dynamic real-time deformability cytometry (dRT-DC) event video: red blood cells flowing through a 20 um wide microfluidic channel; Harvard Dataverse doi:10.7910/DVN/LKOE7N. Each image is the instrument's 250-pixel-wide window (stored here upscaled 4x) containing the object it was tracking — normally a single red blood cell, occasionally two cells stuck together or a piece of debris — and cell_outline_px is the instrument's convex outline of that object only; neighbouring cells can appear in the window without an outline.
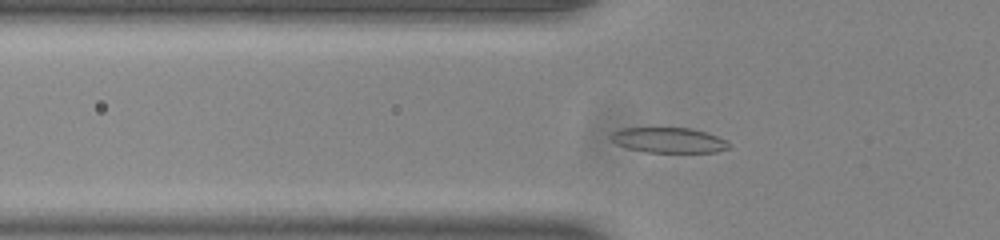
{"species": "common noctule bat (a hibernating species)", "species_latin": "Nyctalus noctula", "temperature_condition": "room temperature", "stored_images_in_passage": 48, "camera_frame_rate_fps": 3000, "um_per_image_px": 0.085, "animal": {"sex": "male", "body_mass_g": 20.0, "forearm_length_mm": 53.3}, "frame": {"image": 1, "passage_image": 12, "time_ms": 3.667, "image_size_px": [1000, 240], "cell_outline_px": [[728, 148], [716, 152], [644, 152], [628, 148], [616, 144], [608, 136], [612, 132], [620, 128], [692, 128], [716, 136], [724, 140], [728, 144]], "centroid_in_image_um": [56.76, 11.91], "position_along_channel_um": 69.0, "area_um2": 17.22}}
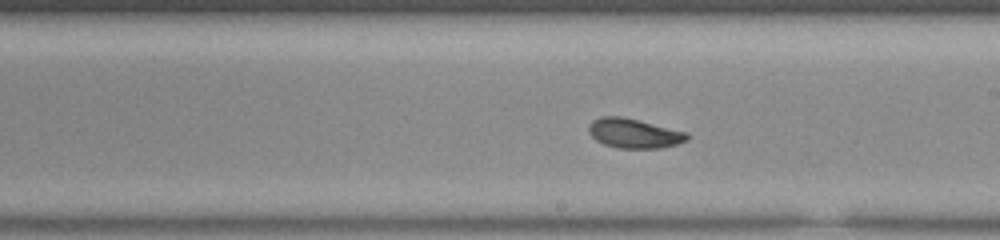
{"frame": {"image": 2, "passage_image": 25, "time_ms": 8.0, "image_size_px": [1000, 240], "cell_outline_px": [[688, 140], [676, 144], [660, 148], [616, 148], [604, 144], [596, 140], [588, 132], [588, 124], [592, 120], [600, 116], [620, 116], [688, 132]], "centroid_in_image_um": [53.86, 11.33], "position_along_channel_um": 235.1, "area_um2": 16.94}}
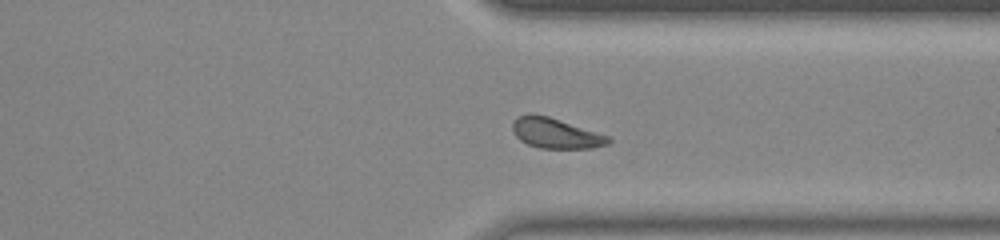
{"frame": {"image": 3, "passage_image": 35, "time_ms": 11.333, "image_size_px": [1000, 240], "cell_outline_px": [[612, 140], [608, 144], [592, 148], [540, 148], [528, 144], [520, 140], [516, 136], [512, 128], [512, 124], [520, 116], [532, 112], [548, 116], [608, 136]], "centroid_in_image_um": [47.22, 11.32], "position_along_channel_um": 364.2, "area_um2": 16.65}, "authors_computed_cell_mechanics": {"area_um2": 16.9643, "velocity_mm_per_s": 3.8652, "shape_relaxation_time_tau1_ms": 2.8451, "shape_relaxation_time_tau2_ms": 4.1534, "deformation_change_tau1": 0.1082, "deformation_change_tau2": 0.0945}}